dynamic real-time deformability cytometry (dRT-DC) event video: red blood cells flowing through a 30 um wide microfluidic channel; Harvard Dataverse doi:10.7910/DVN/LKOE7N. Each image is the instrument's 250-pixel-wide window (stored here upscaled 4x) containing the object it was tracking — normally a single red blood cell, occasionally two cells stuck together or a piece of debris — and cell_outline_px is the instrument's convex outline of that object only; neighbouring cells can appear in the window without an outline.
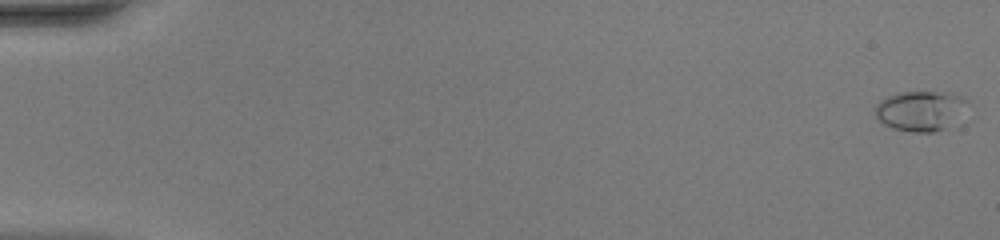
{"species": "common noctule bat (a hibernating species)", "species_latin": "Nyctalus noctula", "temperature_condition": "warm", "stored_images_in_passage": 51, "camera_frame_rate_fps": 3000, "um_per_image_px": 0.085, "animal": {"sex": "female", "body_mass_g": 20.0, "forearm_length_mm": 54.0}, "frame": {"image": 1, "passage_image": 1, "time_ms": 0.0, "image_size_px": [1000, 240], "cell_outline_px": [[968, 100], [948, 128], [936, 132], [912, 132], [892, 128], [884, 124], [876, 116], [876, 104], [880, 100], [888, 96], [900, 92], [944, 92], [960, 96]], "centroid_in_image_um": [78.18, 9.42], "position_along_channel_um": 6.8, "area_um2": 21.1}}
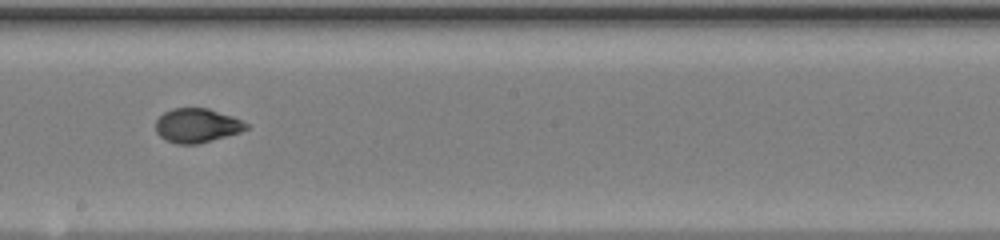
{"frame": {"image": 2, "passage_image": 30, "time_ms": 9.667, "image_size_px": [1000, 240], "cell_outline_px": [[248, 128], [240, 132], [212, 140], [196, 144], [176, 144], [164, 140], [156, 132], [156, 120], [164, 112], [172, 108], [208, 108], [232, 116], [248, 124]], "centroid_in_image_um": [16.71, 10.67], "position_along_channel_um": 231.5, "area_um2": 17.98}}
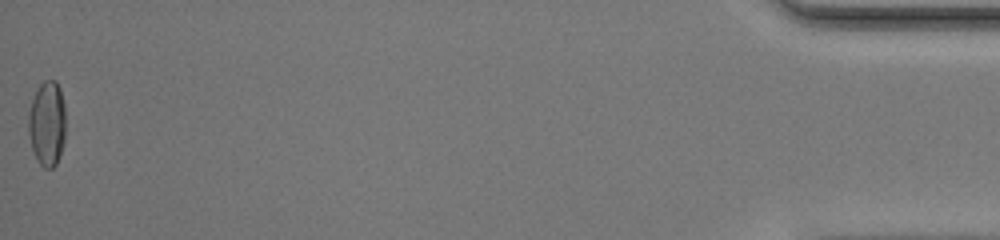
{"frame": {"image": 3, "passage_image": 51, "time_ms": 16.667, "image_size_px": [1000, 240], "cell_outline_px": [[64, 140], [56, 164], [52, 168], [44, 168], [36, 160], [32, 148], [28, 132], [28, 112], [36, 88], [44, 80], [56, 80], [60, 88], [64, 104]], "centroid_in_image_um": [3.98, 10.48], "position_along_channel_um": 431.2, "area_um2": 18.5}, "authors_computed_cell_mechanics": {"area_um2": 18.0914, "velocity_mm_per_s": 4.1617, "shape_relaxation_time_tau1_ms": 10.7858, "shape_relaxation_time_tau2_ms": 1.3665, "deformation_change_tau1": 0.3024, "deformation_change_tau2": 0.0586}}